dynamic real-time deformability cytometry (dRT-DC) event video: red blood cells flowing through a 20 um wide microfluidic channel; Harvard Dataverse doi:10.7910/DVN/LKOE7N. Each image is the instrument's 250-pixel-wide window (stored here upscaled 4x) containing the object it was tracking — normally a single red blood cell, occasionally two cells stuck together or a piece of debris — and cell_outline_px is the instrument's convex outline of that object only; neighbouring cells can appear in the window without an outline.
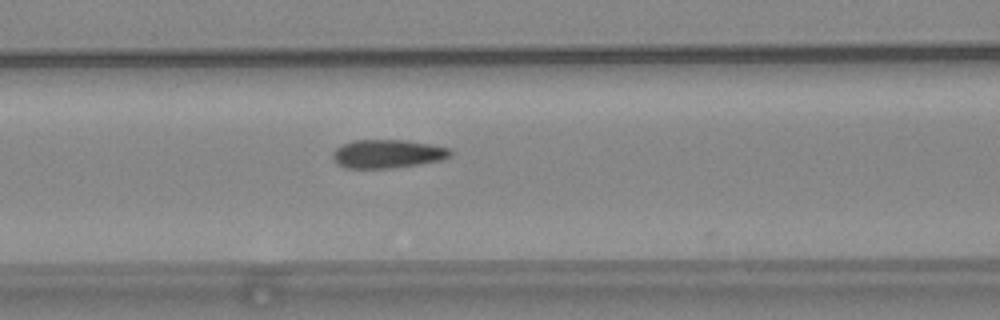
{"species": "common noctule bat (a hibernating species)", "species_latin": "Nyctalus noctula", "temperature_condition": "warm", "stored_images_in_passage": 42, "camera_frame_rate_fps": 3000, "um_per_image_px": 0.085, "animal": {"sex": "female", "body_mass_g": 24.6, "forearm_length_mm": 56.2}, "frame": {"image": 1, "passage_image": 10, "time_ms": 3.0, "image_size_px": [1000, 320], "cell_outline_px": [[452, 156], [440, 160], [420, 164], [392, 168], [344, 168], [336, 164], [332, 160], [332, 152], [336, 148], [352, 140], [404, 140], [432, 144], [452, 148]], "centroid_in_image_um": [32.94, 13.08], "position_along_channel_um": 133.7, "area_um2": 19.83}}
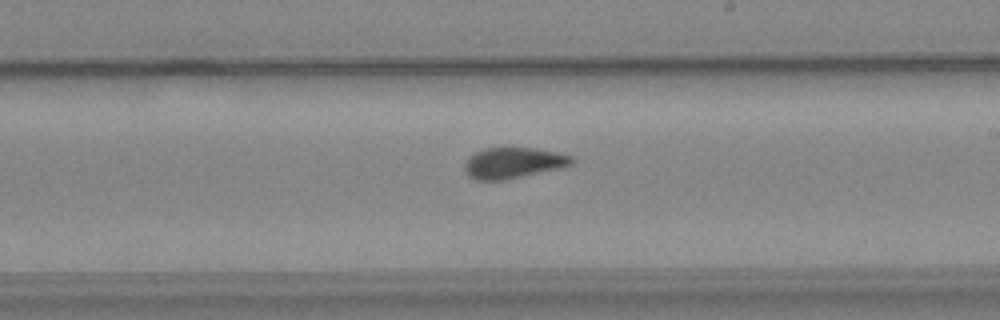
{"frame": {"image": 2, "passage_image": 19, "time_ms": 6.0, "image_size_px": [1000, 320], "cell_outline_px": [[576, 160], [568, 168], [504, 180], [476, 180], [468, 176], [464, 168], [464, 164], [468, 156], [484, 148], [536, 148], [576, 156]], "centroid_in_image_um": [43.72, 13.85], "position_along_channel_um": 245.3, "area_um2": 19.88}}
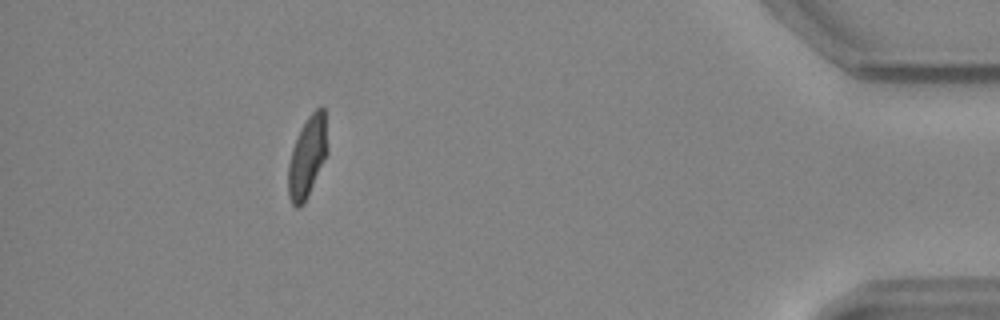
{"frame": {"image": 3, "passage_image": 37, "time_ms": 12.0, "image_size_px": [1000, 320], "cell_outline_px": [[328, 152], [308, 196], [304, 204], [300, 208], [296, 208], [292, 204], [288, 196], [288, 164], [292, 148], [296, 136], [300, 128], [308, 116], [316, 108], [324, 108], [328, 148]], "centroid_in_image_um": [26.11, 13.36], "position_along_channel_um": 409.1, "area_um2": 18.73}, "authors_computed_cell_mechanics": {"area_um2": 19.652, "velocity_mm_per_s": 3.7349, "shape_relaxation_time_tau1_ms": null, "shape_relaxation_time_tau2_ms": 1.0362, "deformation_change_tau1": null, "deformation_change_tau2": 0.038}}